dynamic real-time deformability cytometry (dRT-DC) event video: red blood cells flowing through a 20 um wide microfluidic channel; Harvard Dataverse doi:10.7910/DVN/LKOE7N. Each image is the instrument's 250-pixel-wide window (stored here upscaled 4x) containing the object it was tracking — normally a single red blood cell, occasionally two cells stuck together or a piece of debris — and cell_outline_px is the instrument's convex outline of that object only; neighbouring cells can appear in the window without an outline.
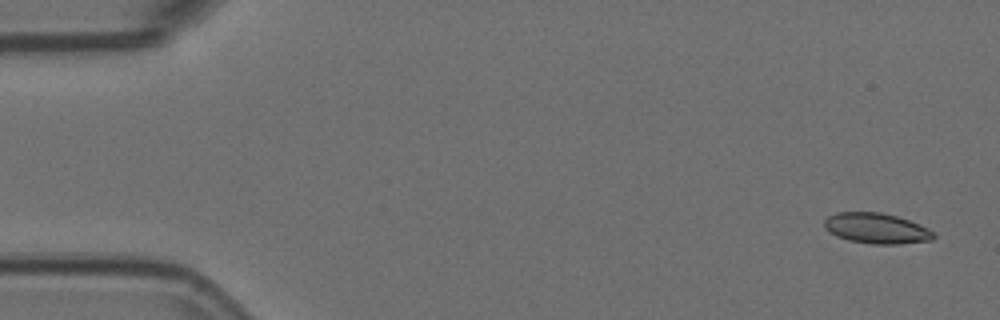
{"species": "Egyptian fruit bat (a non-hibernating species)", "species_latin": "Rousettus aegyptiacus", "temperature_condition": "room temperature", "stored_images_in_passage": 6, "camera_frame_rate_fps": 3000, "um_per_image_px": 0.085, "animal": {"sex": "female"}, "frame": {"image": 1, "passage_image": 1, "time_ms": 0.0, "image_size_px": [1000, 320], "cell_outline_px": [[936, 236], [932, 240], [900, 244], [872, 244], [848, 240], [836, 236], [824, 228], [824, 220], [828, 216], [836, 212], [880, 212], [896, 216], [908, 220], [928, 228], [936, 232]], "centroid_in_image_um": [74.5, 19.41], "position_along_channel_um": 10.5, "area_um2": 19.54}}
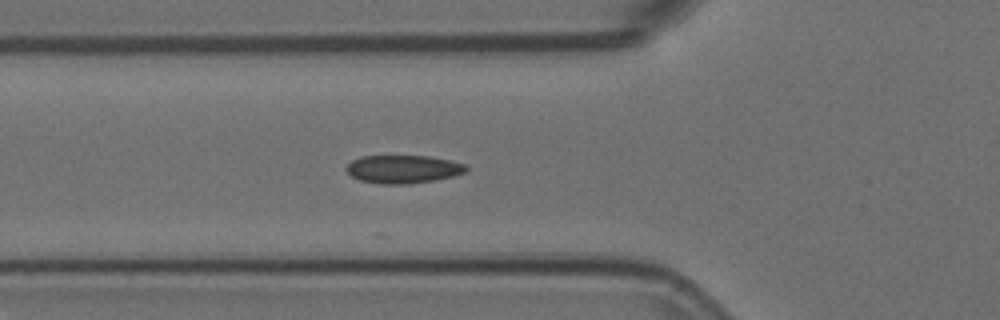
{"frame": {"image": 2, "passage_image": 6, "time_ms": 1.667, "image_size_px": [1000, 320], "cell_outline_px": [[468, 168], [464, 172], [456, 176], [436, 180], [408, 184], [380, 184], [360, 180], [352, 176], [344, 168], [352, 160], [360, 156], [428, 156], [448, 160], [464, 164]], "centroid_in_image_um": [34.25, 14.38], "position_along_channel_um": 91.6, "area_um2": 19.65}}